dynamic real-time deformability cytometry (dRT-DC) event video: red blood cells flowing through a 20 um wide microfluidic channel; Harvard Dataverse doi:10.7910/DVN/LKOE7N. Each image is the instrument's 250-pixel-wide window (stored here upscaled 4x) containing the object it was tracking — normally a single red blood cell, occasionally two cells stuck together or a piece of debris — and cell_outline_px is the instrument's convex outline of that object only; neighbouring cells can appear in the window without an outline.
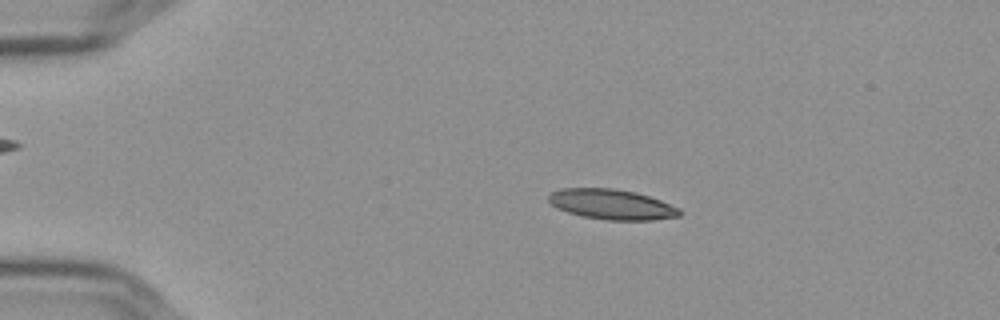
{"species": "Egyptian fruit bat (a non-hibernating species)", "species_latin": "Rousettus aegyptiacus", "temperature_condition": "cold", "stored_images_in_passage": 56, "camera_frame_rate_fps": 3000, "um_per_image_px": 0.085, "frame": {"image": 1, "passage_image": 11, "time_ms": 3.333, "image_size_px": [1000, 320], "cell_outline_px": [[680, 216], [652, 220], [608, 220], [580, 216], [556, 208], [548, 200], [548, 196], [552, 192], [560, 188], [616, 188], [636, 192], [660, 200], [680, 208]], "centroid_in_image_um": [51.98, 17.37], "position_along_channel_um": 33.0, "area_um2": 23.12}}
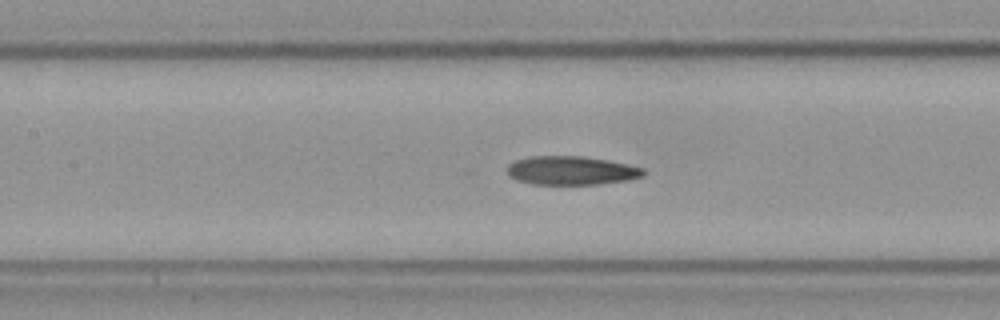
{"frame": {"image": 2, "passage_image": 26, "time_ms": 8.333, "image_size_px": [1000, 320], "cell_outline_px": [[644, 176], [628, 180], [600, 184], [532, 184], [516, 180], [508, 176], [508, 164], [516, 160], [528, 156], [584, 156], [608, 160], [628, 164], [644, 168]], "centroid_in_image_um": [48.56, 14.49], "position_along_channel_um": 158.8, "area_um2": 22.95}}
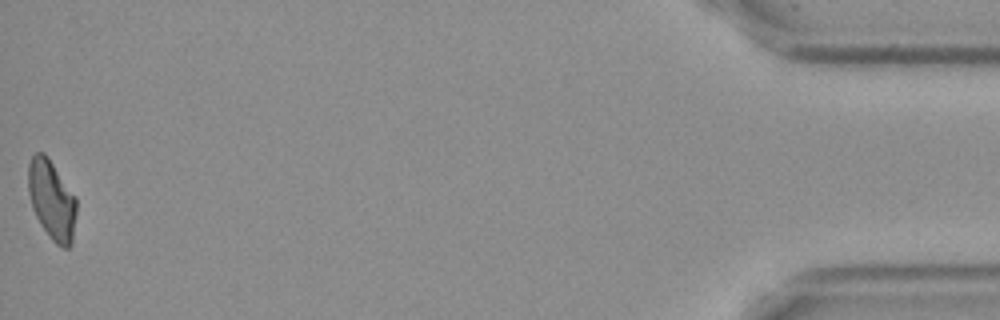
{"frame": {"image": 3, "passage_image": 56, "time_ms": 18.333, "image_size_px": [1000, 320], "cell_outline_px": [[76, 216], [72, 244], [68, 248], [64, 248], [56, 244], [52, 240], [40, 224], [32, 208], [28, 192], [28, 164], [32, 156], [36, 152], [44, 152], [48, 156], [76, 196]], "centroid_in_image_um": [4.4, 16.98], "position_along_channel_um": 430.8, "area_um2": 22.6}, "authors_computed_cell_mechanics": {"area_um2": 23.0333, "velocity_mm_per_s": 3.6188, "shape_relaxation_time_tau1_ms": null, "shape_relaxation_time_tau2_ms": 4.539, "deformation_change_tau1": null, "deformation_change_tau2": 0.1243}}